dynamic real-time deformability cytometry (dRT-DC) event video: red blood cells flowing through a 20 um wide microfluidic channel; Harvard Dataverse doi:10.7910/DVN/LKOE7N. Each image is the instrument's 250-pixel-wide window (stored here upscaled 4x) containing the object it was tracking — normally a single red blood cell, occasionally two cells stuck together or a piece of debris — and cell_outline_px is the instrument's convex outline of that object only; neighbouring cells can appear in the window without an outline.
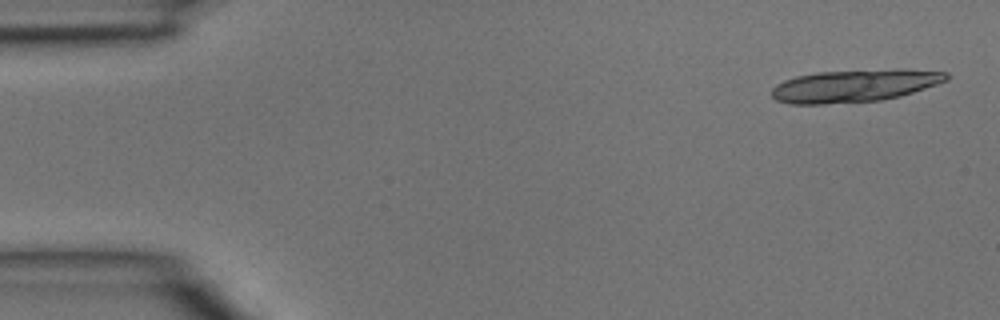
{"species": "common noctule bat (a hibernating species)", "species_latin": "Nyctalus noctula", "temperature_condition": "room temperature", "stored_images_in_passage": 4, "camera_frame_rate_fps": 3000, "um_per_image_px": 0.085, "animal": {"sex": "male", "body_mass_g": 15.6}, "frame": {"image": 1, "passage_image": 1, "time_ms": 0.0, "image_size_px": [1000, 320], "cell_outline_px": [[948, 80], [900, 96], [880, 100], [824, 104], [792, 104], [776, 100], [772, 96], [772, 88], [776, 84], [784, 80], [796, 76], [816, 72], [896, 68], [904, 68], [948, 72]], "centroid_in_image_um": [72.64, 7.27], "position_along_channel_um": 12.4, "area_um2": 33.29}}